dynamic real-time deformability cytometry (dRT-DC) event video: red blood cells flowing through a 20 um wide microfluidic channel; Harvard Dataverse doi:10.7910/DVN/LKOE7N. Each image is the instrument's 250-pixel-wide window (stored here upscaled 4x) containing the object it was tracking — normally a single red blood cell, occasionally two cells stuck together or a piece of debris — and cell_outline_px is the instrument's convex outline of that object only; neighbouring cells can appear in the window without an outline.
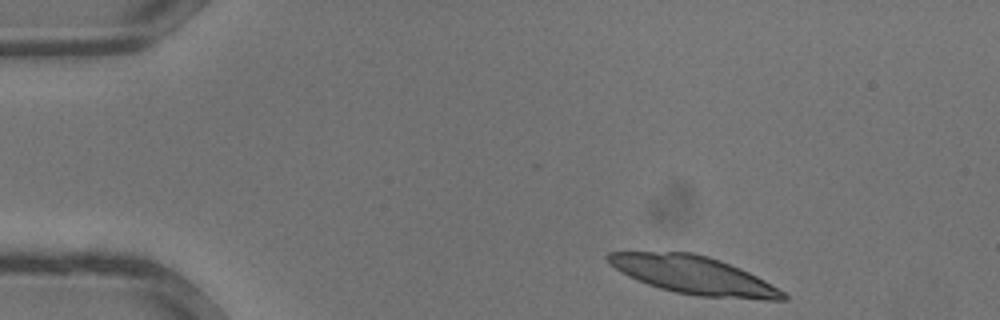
{"species": "common noctule bat (a hibernating species)", "species_latin": "Nyctalus noctula", "temperature_condition": "warm", "stored_images_in_passage": 31, "segment_of_instrument_passage": [1, 2], "camera_frame_rate_fps": 3000, "um_per_image_px": 0.085, "animal": {"sex": "male", "body_mass_g": 13.3}, "frame": {"image": 1, "passage_image": 1, "time_ms": 0.0, "image_size_px": [1000, 320], "cell_outline_px": [[788, 300], [764, 300], [700, 296], [676, 292], [660, 288], [648, 284], [628, 276], [616, 268], [604, 256], [608, 252], [692, 252], [708, 256], [720, 260], [740, 268], [764, 280], [784, 292], [788, 296]], "centroid_in_image_um": [58.99, 23.39], "position_along_channel_um": 26.0, "area_um2": 38.38}}